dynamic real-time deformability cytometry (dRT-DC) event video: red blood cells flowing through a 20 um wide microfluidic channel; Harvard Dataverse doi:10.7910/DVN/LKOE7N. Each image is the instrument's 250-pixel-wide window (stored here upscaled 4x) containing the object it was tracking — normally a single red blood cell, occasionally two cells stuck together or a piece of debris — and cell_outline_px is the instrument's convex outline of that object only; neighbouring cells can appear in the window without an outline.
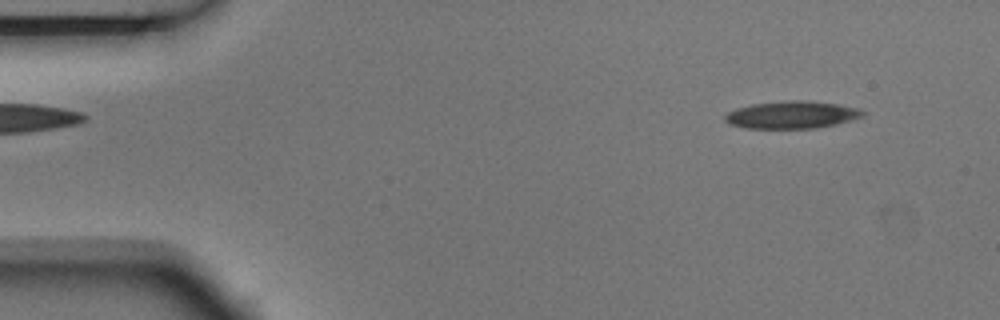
{"species": "Egyptian fruit bat (a non-hibernating species)", "species_latin": "Rousettus aegyptiacus", "temperature_condition": "room temperature", "stored_images_in_passage": 4, "camera_frame_rate_fps": 3000, "um_per_image_px": 0.085, "animal": {"sex": "male"}, "frame": {"image": 1, "passage_image": 1, "time_ms": 0.0, "image_size_px": [1000, 320], "cell_outline_px": [[864, 116], [836, 124], [816, 128], [744, 128], [728, 124], [724, 120], [724, 116], [728, 112], [736, 108], [752, 104], [788, 100], [800, 100], [836, 104], [856, 108], [864, 112]], "centroid_in_image_um": [67.24, 9.76], "position_along_channel_um": 17.8, "area_um2": 21.85}}
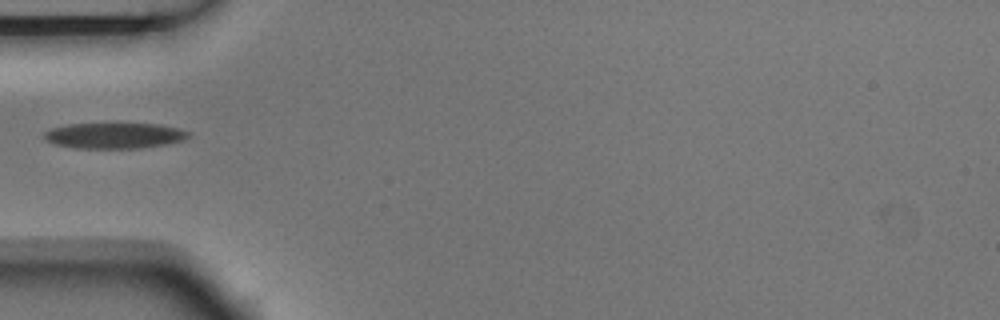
{"frame": {"image": 2, "passage_image": 3, "time_ms": 0.667, "image_size_px": [1000, 320], "cell_outline_px": [[188, 136], [184, 140], [164, 144], [140, 148], [76, 148], [56, 144], [44, 140], [44, 132], [52, 128], [68, 124], [160, 124], [176, 128], [188, 132]], "centroid_in_image_um": [9.68, 11.53], "position_along_channel_um": 75.3, "area_um2": 21.33}}
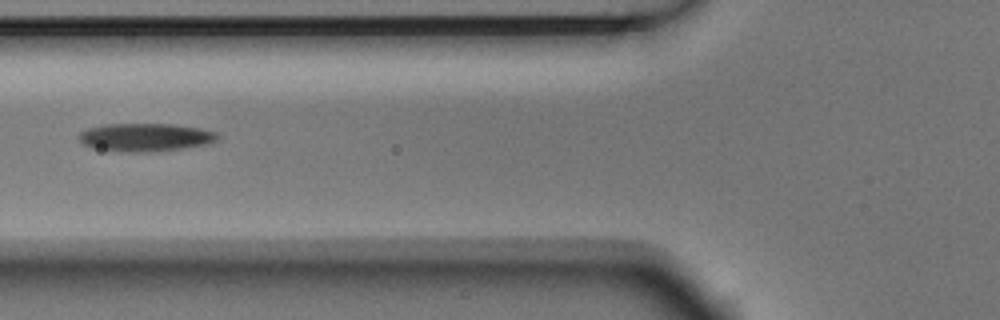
{"frame": {"image": 3, "passage_image": 4, "time_ms": 1.0, "image_size_px": [1000, 320], "cell_outline_px": [[220, 136], [216, 140], [208, 144], [180, 148], [144, 152], [124, 152], [88, 148], [76, 136], [80, 132], [88, 128], [104, 124], [172, 124], [200, 128], [216, 132]], "centroid_in_image_um": [12.3, 11.67], "position_along_channel_um": 113.5, "area_um2": 22.77}}